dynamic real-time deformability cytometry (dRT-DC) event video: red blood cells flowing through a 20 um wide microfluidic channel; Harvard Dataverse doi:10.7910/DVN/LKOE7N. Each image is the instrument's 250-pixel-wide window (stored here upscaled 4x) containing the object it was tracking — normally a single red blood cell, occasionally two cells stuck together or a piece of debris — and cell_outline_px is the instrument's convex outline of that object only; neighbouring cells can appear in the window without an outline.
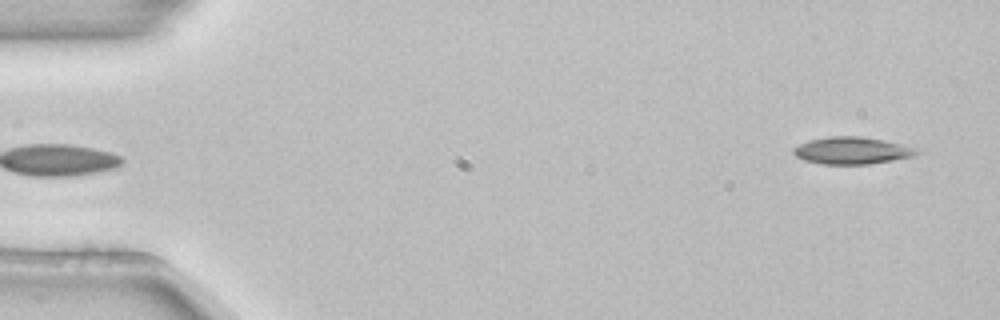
{"species": "common noctule bat (a hibernating species)", "species_latin": "Nyctalus noctula", "temperature_condition": "room temperature", "stored_images_in_passage": 3, "segment_of_instrument_passage": [2, 2], "camera_frame_rate_fps": 3000, "um_per_image_px": 0.085, "animal": {"sex": "female", "body_mass_g": 22.7, "forearm_length_mm": 54.2}, "frame": {"image": 1, "passage_image": 3, "time_ms": 0.667, "image_size_px": [1000, 320], "cell_outline_px": [[920, 152], [916, 156], [868, 164], [824, 164], [804, 160], [796, 156], [792, 152], [792, 148], [808, 140], [828, 136], [860, 136], [884, 140], [920, 148]], "centroid_in_image_um": [72.45, 12.79], "position_along_channel_um": 12.6, "area_um2": 19.65}}